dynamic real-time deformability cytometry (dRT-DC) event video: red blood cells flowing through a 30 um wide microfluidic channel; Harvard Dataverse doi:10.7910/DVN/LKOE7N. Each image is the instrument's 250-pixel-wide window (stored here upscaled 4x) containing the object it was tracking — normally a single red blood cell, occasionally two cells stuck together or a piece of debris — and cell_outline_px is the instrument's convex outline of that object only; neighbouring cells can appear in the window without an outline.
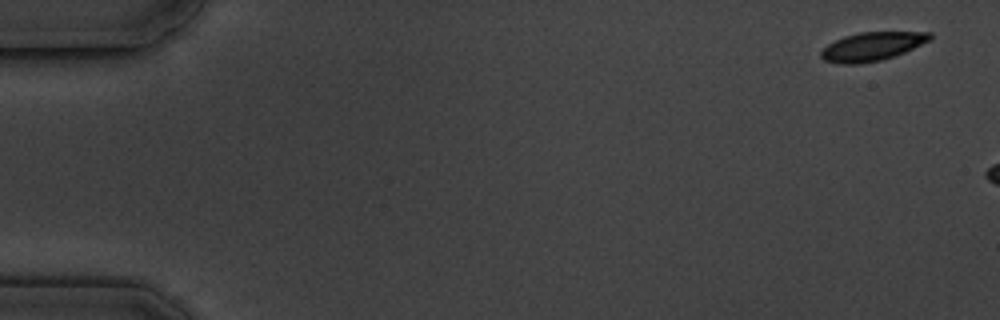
{"species": "common noctule bat (a hibernating species)", "species_latin": "Nyctalus noctula", "temperature_condition": "cold", "stored_images_in_passage": 3, "camera_frame_rate_fps": 3000, "um_per_image_px": 0.085, "animal": {"sex": "male", "body_mass_g": 19.5, "forearm_length_mm": 54.6}, "frame": {"image": 1, "passage_image": 1, "time_ms": 0.0, "image_size_px": [1000, 320], "cell_outline_px": [[932, 40], [904, 52], [880, 60], [860, 64], [840, 64], [824, 60], [820, 56], [820, 52], [828, 44], [844, 36], [860, 32], [932, 32]], "centroid_in_image_um": [74.13, 3.94], "position_along_channel_um": 10.9, "area_um2": 18.09}}